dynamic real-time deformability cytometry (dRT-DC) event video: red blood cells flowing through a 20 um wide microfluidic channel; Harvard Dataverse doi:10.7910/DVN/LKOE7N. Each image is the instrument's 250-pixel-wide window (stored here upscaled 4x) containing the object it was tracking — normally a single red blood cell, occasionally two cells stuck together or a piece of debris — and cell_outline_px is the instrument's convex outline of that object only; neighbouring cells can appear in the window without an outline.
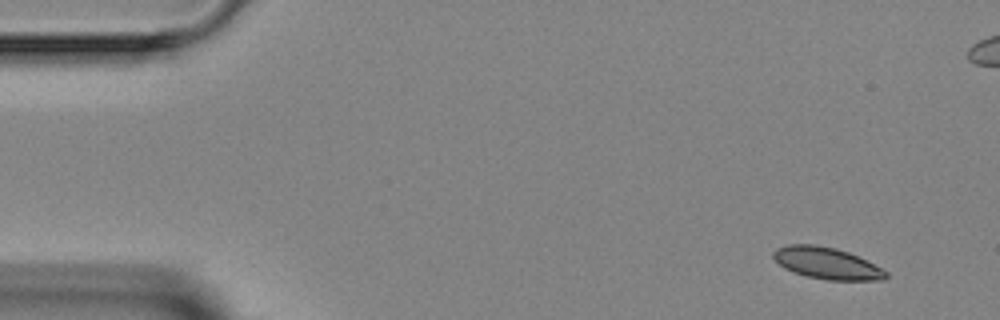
{"species": "Egyptian fruit bat (a non-hibernating species)", "species_latin": "Rousettus aegyptiacus", "temperature_condition": "room temperature", "stored_images_in_passage": 5, "camera_frame_rate_fps": 3000, "um_per_image_px": 0.085, "animal": {"sex": "female"}, "frame": {"image": 1, "passage_image": 1, "time_ms": 0.0, "image_size_px": [1000, 320], "cell_outline_px": [[888, 276], [884, 280], [828, 280], [808, 276], [792, 272], [784, 268], [772, 256], [772, 252], [776, 248], [788, 244], [816, 244], [836, 248], [848, 252], [888, 272]], "centroid_in_image_um": [70.24, 22.36], "position_along_channel_um": 14.8, "area_um2": 20.63}}